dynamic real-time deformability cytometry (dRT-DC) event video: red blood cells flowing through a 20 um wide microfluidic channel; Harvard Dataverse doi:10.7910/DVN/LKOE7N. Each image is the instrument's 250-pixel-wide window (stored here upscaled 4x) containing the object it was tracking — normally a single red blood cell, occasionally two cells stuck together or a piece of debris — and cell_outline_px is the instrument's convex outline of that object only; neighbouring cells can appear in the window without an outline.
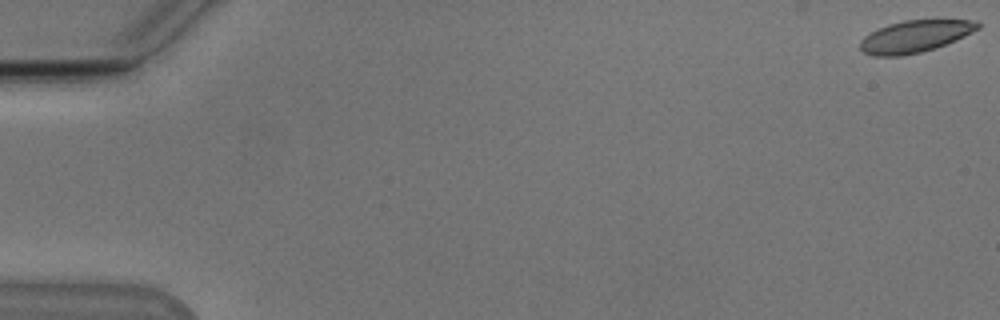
{"species": "Egyptian fruit bat (a non-hibernating species)", "species_latin": "Rousettus aegyptiacus", "temperature_condition": "cold", "stored_images_in_passage": 10, "camera_frame_rate_fps": 3000, "um_per_image_px": 0.085, "animal": {"sex": "male"}, "frame": {"image": 1, "passage_image": 1, "time_ms": 0.0, "image_size_px": [1000, 320], "cell_outline_px": [[980, 28], [964, 36], [944, 44], [920, 52], [900, 56], [876, 56], [864, 52], [860, 48], [860, 40], [864, 36], [888, 24], [904, 20], [976, 20], [980, 24]], "centroid_in_image_um": [77.76, 3.08], "position_along_channel_um": 7.2, "area_um2": 21.56}}